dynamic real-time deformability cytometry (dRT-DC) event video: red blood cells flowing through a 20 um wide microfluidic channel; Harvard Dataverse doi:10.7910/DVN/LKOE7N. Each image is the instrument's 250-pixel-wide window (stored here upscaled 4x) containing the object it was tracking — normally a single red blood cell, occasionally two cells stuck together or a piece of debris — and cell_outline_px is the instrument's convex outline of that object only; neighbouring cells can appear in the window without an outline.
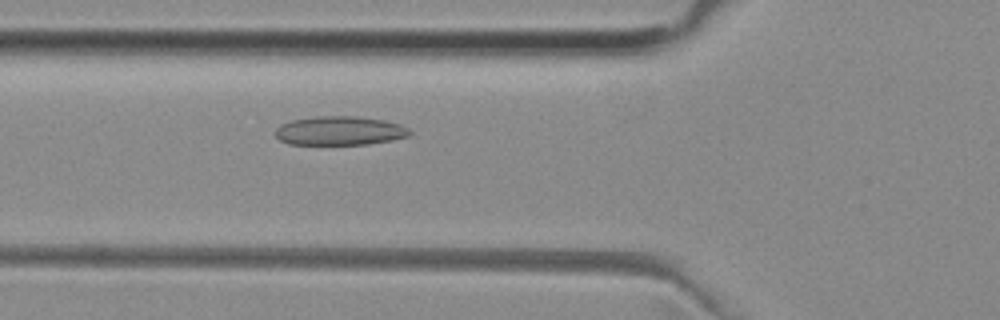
{"species": "common noctule bat (a hibernating species)", "species_latin": "Nyctalus noctula", "temperature_condition": "room temperature", "stored_images_in_passage": 52, "camera_frame_rate_fps": 3000, "um_per_image_px": 0.085, "animal": {"sex": "female", "body_mass_g": 29.2, "forearm_length_mm": 56.3}, "frame": {"image": 1, "passage_image": 19, "time_ms": 6.0, "image_size_px": [1000, 320], "cell_outline_px": [[412, 132], [408, 136], [392, 140], [368, 144], [288, 144], [280, 140], [276, 136], [276, 128], [280, 124], [292, 120], [316, 116], [356, 116], [384, 120], [400, 124], [408, 128]], "centroid_in_image_um": [28.88, 11.11], "position_along_channel_um": 96.9, "area_um2": 22.66}}
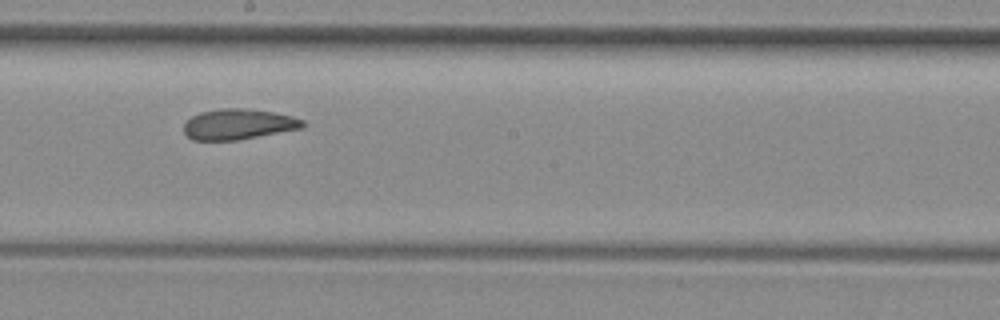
{"frame": {"image": 2, "passage_image": 29, "time_ms": 9.333, "image_size_px": [1000, 320], "cell_outline_px": [[304, 128], [236, 140], [192, 140], [184, 132], [184, 124], [192, 116], [200, 112], [220, 108], [244, 108], [276, 112], [292, 116], [304, 120]], "centroid_in_image_um": [20.28, 10.55], "position_along_channel_um": 227.9, "area_um2": 21.21}}
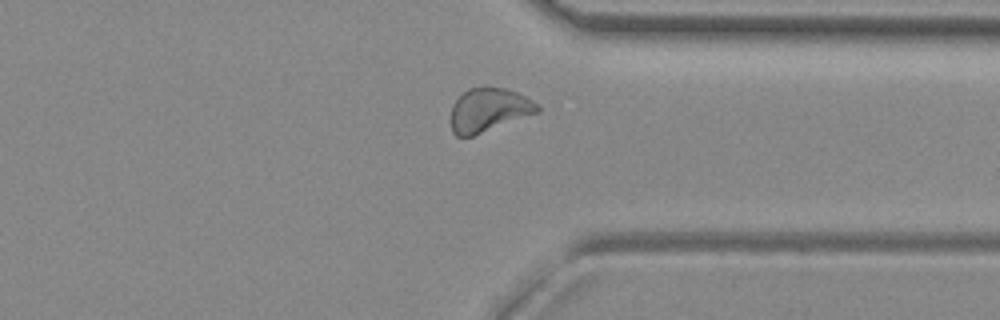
{"frame": {"image": 3, "passage_image": 40, "time_ms": 13.0, "image_size_px": [1000, 320], "cell_outline_px": [[540, 112], [472, 136], [456, 136], [452, 132], [452, 104], [468, 88], [484, 84], [488, 84], [504, 88], [516, 92], [540, 104]], "centroid_in_image_um": [41.57, 9.3], "position_along_channel_um": 369.8, "area_um2": 22.31}, "authors_computed_cell_mechanics": {"area_um2": 22.5998, "velocity_mm_per_s": 3.9222, "shape_relaxation_time_tau1_ms": null, "shape_relaxation_time_tau2_ms": 2.6022, "deformation_change_tau1": null, "deformation_change_tau2": 0.0961}}